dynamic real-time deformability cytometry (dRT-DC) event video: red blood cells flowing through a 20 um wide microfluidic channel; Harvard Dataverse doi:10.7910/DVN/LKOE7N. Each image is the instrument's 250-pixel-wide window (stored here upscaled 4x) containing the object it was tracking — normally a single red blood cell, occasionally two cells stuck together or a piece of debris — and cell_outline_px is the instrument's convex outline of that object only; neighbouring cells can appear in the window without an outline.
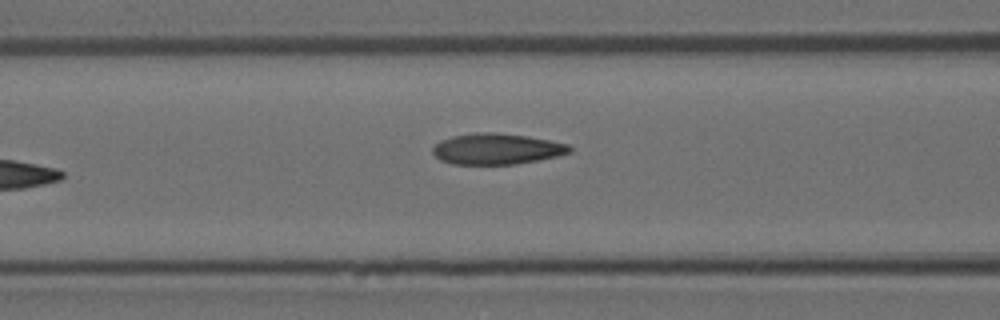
{"species": "Egyptian fruit bat (a non-hibernating species)", "species_latin": "Rousettus aegyptiacus", "temperature_condition": "room temperature", "stored_images_in_passage": 7, "camera_frame_rate_fps": 3000, "um_per_image_px": 0.085, "animal": {"sex": "female"}, "frame": {"image": 1, "passage_image": 7, "time_ms": 2.0, "image_size_px": [1000, 320], "cell_outline_px": [[572, 152], [556, 156], [516, 164], [452, 164], [440, 160], [432, 152], [432, 148], [440, 140], [452, 136], [476, 132], [496, 132], [528, 136], [568, 144], [572, 148]], "centroid_in_image_um": [42.2, 12.65], "position_along_channel_um": 124.4, "area_um2": 24.68}}